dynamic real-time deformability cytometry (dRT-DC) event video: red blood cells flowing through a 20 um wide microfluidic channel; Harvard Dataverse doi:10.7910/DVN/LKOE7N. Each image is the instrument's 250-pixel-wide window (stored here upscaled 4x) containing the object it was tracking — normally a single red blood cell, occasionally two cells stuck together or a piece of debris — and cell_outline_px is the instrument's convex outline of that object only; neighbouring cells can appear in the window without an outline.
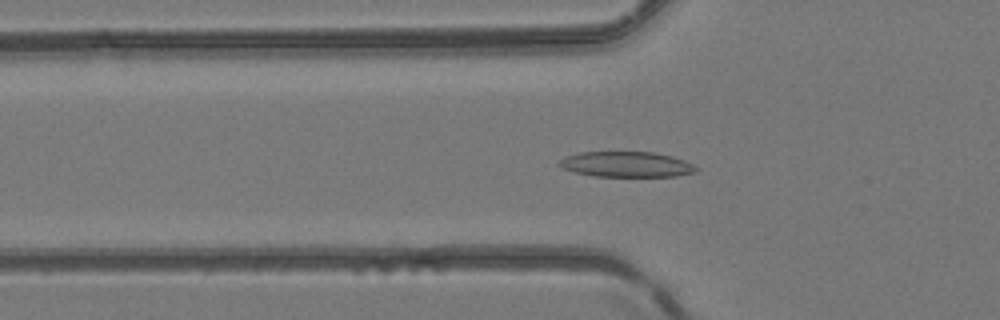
{"species": "common noctule bat (a hibernating species)", "species_latin": "Nyctalus noctula", "temperature_condition": "room temperature", "stored_images_in_passage": 30, "camera_frame_rate_fps": 3000, "um_per_image_px": 0.085, "animal": {"sex": "female", "body_mass_g": 24.6, "forearm_length_mm": 56.2}, "frame": {"image": 1, "passage_image": 9, "time_ms": 2.667, "image_size_px": [1000, 320], "cell_outline_px": [[700, 168], [696, 172], [676, 176], [592, 176], [560, 168], [556, 164], [564, 156], [580, 152], [652, 152], [672, 156], [684, 160]], "centroid_in_image_um": [53.22, 13.97], "position_along_channel_um": 72.6, "area_um2": 20.4}}
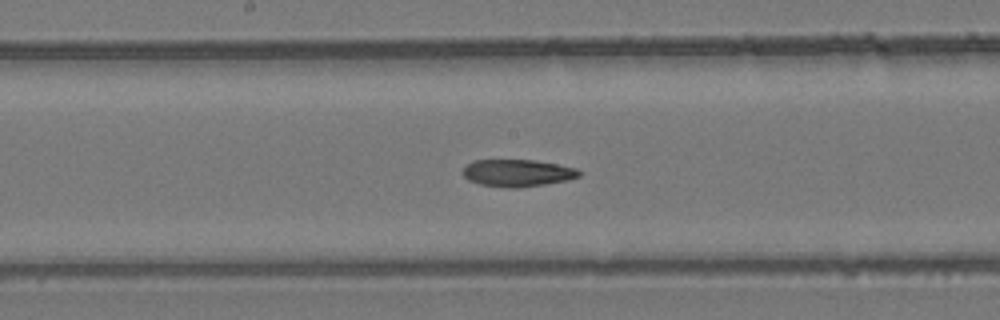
{"frame": {"image": 2, "passage_image": 18, "time_ms": 5.667, "image_size_px": [1000, 320], "cell_outline_px": [[580, 176], [568, 180], [520, 188], [504, 188], [480, 184], [468, 180], [464, 176], [464, 168], [472, 160], [532, 160], [556, 164], [576, 168], [580, 172]], "centroid_in_image_um": [43.97, 14.71], "position_along_channel_um": 204.2, "area_um2": 18.32}}
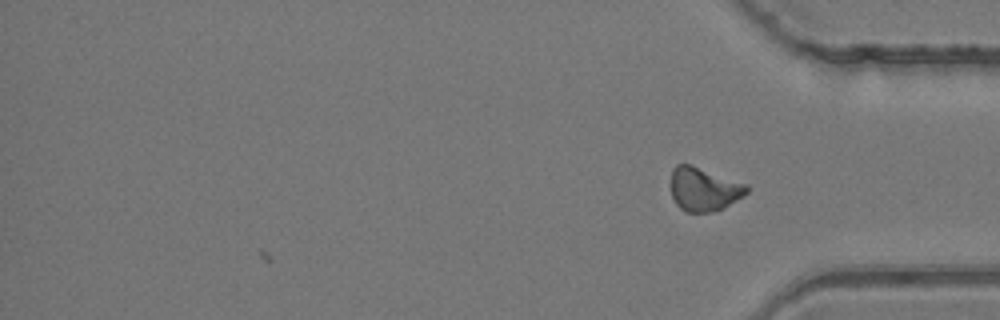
{"frame": {"image": 3, "passage_image": 30, "time_ms": 9.667, "image_size_px": [1000, 320], "cell_outline_px": [[748, 192], [744, 196], [724, 208], [712, 212], [684, 212], [676, 204], [672, 196], [672, 168], [676, 164], [692, 164], [748, 184]], "centroid_in_image_um": [59.85, 16.08], "position_along_channel_um": 375.3, "area_um2": 19.54}}